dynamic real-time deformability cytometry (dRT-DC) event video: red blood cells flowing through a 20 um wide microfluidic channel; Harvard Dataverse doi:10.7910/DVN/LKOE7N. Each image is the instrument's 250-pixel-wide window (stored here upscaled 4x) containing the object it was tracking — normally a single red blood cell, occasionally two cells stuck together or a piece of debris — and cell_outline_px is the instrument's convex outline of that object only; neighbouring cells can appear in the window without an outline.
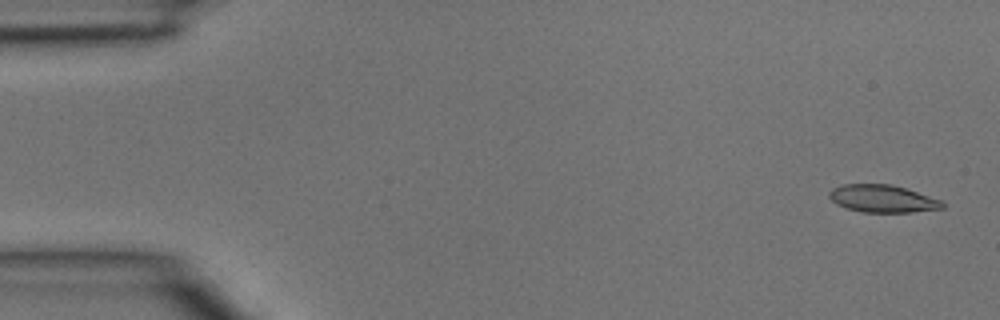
{"species": "common noctule bat (a hibernating species)", "species_latin": "Nyctalus noctula", "temperature_condition": "room temperature", "stored_images_in_passage": 4, "camera_frame_rate_fps": 3000, "um_per_image_px": 0.085, "animal": {"sex": "male", "body_mass_g": 15.6}, "frame": {"image": 1, "passage_image": 1, "time_ms": 0.0, "image_size_px": [1000, 320], "cell_outline_px": [[944, 208], [912, 212], [860, 212], [836, 204], [828, 196], [828, 192], [832, 188], [840, 184], [892, 184], [944, 200]], "centroid_in_image_um": [75.02, 16.88], "position_along_channel_um": 10.0, "area_um2": 18.32}}
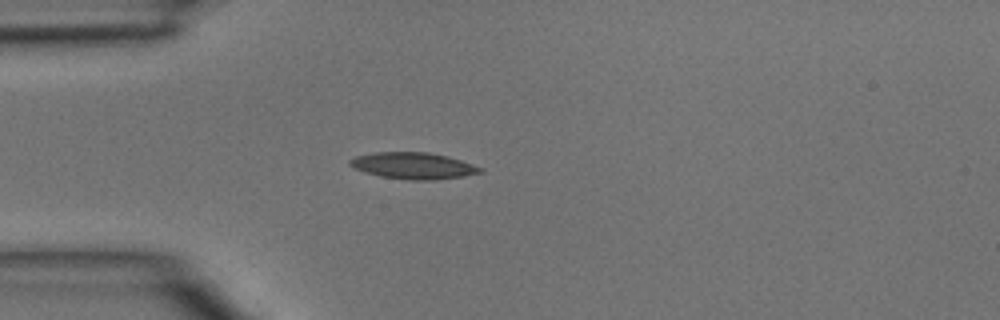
{"frame": {"image": 2, "passage_image": 4, "time_ms": 1.0, "image_size_px": [1000, 320], "cell_outline_px": [[484, 172], [464, 176], [436, 180], [408, 180], [380, 176], [364, 172], [352, 168], [348, 164], [348, 160], [356, 156], [376, 152], [428, 152], [448, 156], [484, 168]], "centroid_in_image_um": [35.12, 14.09], "position_along_channel_um": 49.9, "area_um2": 20.35}}